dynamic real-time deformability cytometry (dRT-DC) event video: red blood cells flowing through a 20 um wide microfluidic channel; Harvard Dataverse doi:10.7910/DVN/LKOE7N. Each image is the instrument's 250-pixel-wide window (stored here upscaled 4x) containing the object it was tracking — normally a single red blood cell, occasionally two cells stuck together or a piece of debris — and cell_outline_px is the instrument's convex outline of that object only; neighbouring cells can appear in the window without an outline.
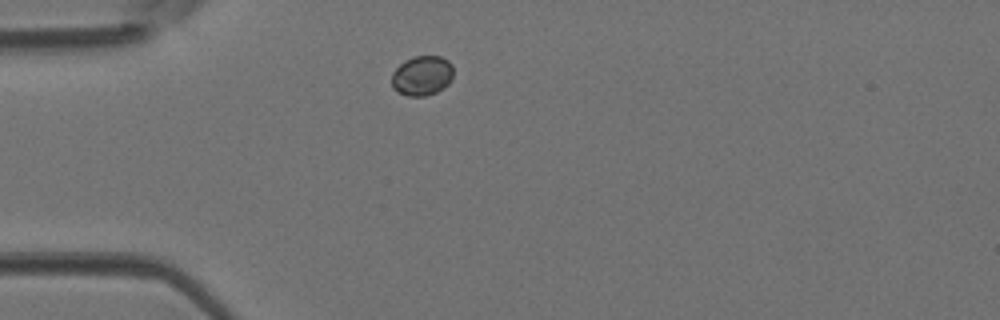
{"species": "Egyptian fruit bat (a non-hibernating species)", "species_latin": "Rousettus aegyptiacus", "temperature_condition": "room temperature", "stored_images_in_passage": 34, "camera_frame_rate_fps": 3000, "um_per_image_px": 0.085, "animal": {"sex": "female"}, "frame": {"image": 1, "passage_image": 1, "time_ms": 0.0, "image_size_px": [1000, 320], "cell_outline_px": [[452, 76], [448, 84], [444, 88], [436, 92], [424, 96], [408, 96], [396, 92], [392, 88], [392, 72], [404, 60], [416, 56], [440, 56], [448, 60], [452, 64]], "centroid_in_image_um": [35.85, 6.43], "position_along_channel_um": 49.1, "area_um2": 14.39}}
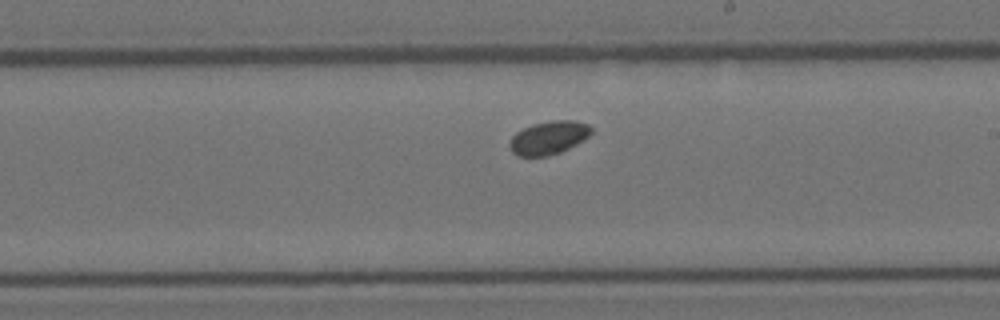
{"frame": {"image": 2, "passage_image": 15, "time_ms": 4.667, "image_size_px": [1000, 320], "cell_outline_px": [[592, 132], [588, 136], [576, 144], [560, 152], [548, 156], [520, 156], [512, 152], [508, 144], [512, 136], [516, 132], [532, 124], [552, 120], [576, 120], [588, 124], [592, 128]], "centroid_in_image_um": [46.63, 11.69], "position_along_channel_um": 242.4, "area_um2": 15.84}}
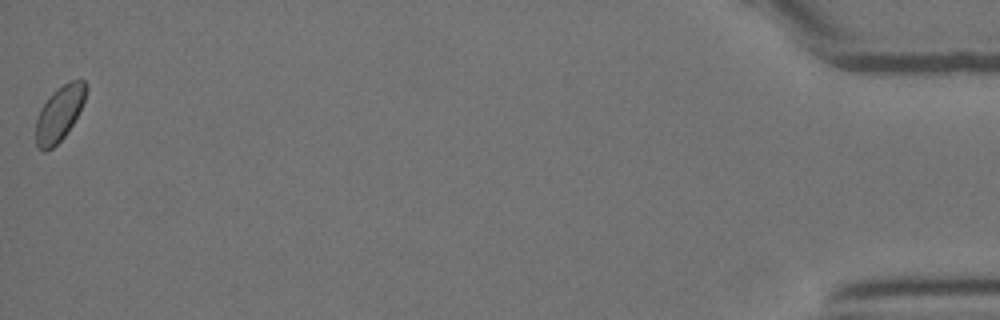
{"frame": {"image": 3, "passage_image": 34, "time_ms": 11.0, "image_size_px": [1000, 320], "cell_outline_px": [[88, 88], [84, 100], [72, 124], [64, 136], [52, 148], [44, 152], [36, 144], [36, 116], [40, 108], [52, 92], [64, 84], [72, 80], [84, 80], [88, 84]], "centroid_in_image_um": [5.04, 9.63], "position_along_channel_um": 430.2, "area_um2": 15.9}}